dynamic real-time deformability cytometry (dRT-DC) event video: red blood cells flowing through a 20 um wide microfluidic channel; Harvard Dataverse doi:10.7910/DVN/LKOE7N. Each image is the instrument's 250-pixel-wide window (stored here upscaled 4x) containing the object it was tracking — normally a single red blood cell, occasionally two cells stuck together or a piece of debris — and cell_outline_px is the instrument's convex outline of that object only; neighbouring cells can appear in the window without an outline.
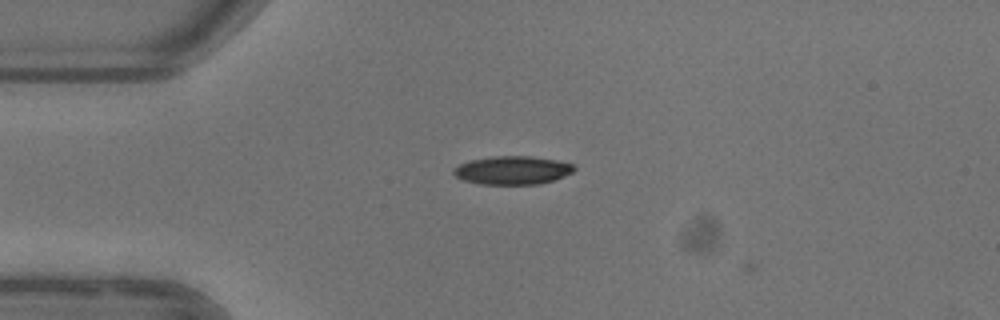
{"species": "common noctule bat (a hibernating species)", "species_latin": "Nyctalus noctula", "temperature_condition": "warm", "stored_images_in_passage": 15, "camera_frame_rate_fps": 3000, "um_per_image_px": 0.085, "animal": {"sex": "female"}, "frame": {"image": 1, "passage_image": 8, "time_ms": 2.333, "image_size_px": [1000, 320], "cell_outline_px": [[576, 168], [572, 172], [564, 176], [540, 184], [480, 184], [464, 180], [456, 176], [452, 172], [452, 168], [468, 160], [492, 156], [532, 156], [556, 160], [572, 164]], "centroid_in_image_um": [43.53, 14.46], "position_along_channel_um": 41.5, "area_um2": 19.94}}
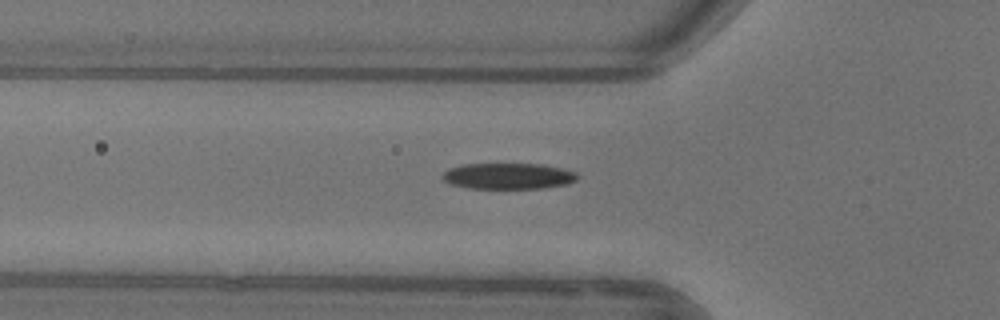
{"frame": {"image": 2, "passage_image": 13, "time_ms": 4.0, "image_size_px": [1000, 320], "cell_outline_px": [[580, 176], [576, 180], [568, 184], [540, 188], [468, 188], [452, 184], [444, 180], [444, 172], [448, 168], [464, 164], [540, 164], [560, 168], [576, 172]], "centroid_in_image_um": [43.23, 14.96], "position_along_channel_um": 82.6, "area_um2": 20.29}}